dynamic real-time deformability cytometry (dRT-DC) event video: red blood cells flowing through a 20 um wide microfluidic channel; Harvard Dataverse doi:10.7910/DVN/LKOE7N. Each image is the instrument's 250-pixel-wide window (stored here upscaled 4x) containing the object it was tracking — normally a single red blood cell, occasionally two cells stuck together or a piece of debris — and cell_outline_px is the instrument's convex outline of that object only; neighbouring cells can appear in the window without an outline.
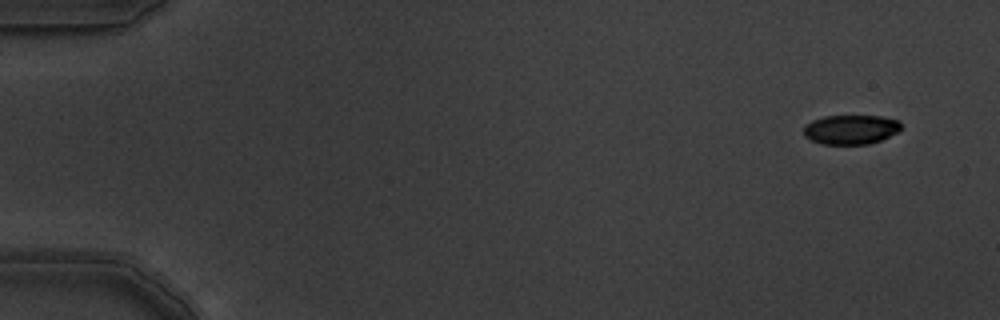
{"species": "common noctule bat (a hibernating species)", "species_latin": "Nyctalus noctula", "temperature_condition": "warm", "stored_images_in_passage": 6, "segment_of_instrument_passage": [2, 2], "camera_frame_rate_fps": 3000, "um_per_image_px": 0.085, "animal": {"sex": "male", "body_mass_g": 19.5, "forearm_length_mm": 54.6}, "frame": {"image": 1, "passage_image": 6, "time_ms": 1.667, "image_size_px": [1000, 320], "cell_outline_px": [[900, 128], [896, 132], [880, 140], [868, 144], [820, 144], [804, 136], [804, 124], [812, 120], [824, 116], [880, 116], [900, 120]], "centroid_in_image_um": [72.28, 11.0], "position_along_channel_um": 12.7, "area_um2": 16.65}}